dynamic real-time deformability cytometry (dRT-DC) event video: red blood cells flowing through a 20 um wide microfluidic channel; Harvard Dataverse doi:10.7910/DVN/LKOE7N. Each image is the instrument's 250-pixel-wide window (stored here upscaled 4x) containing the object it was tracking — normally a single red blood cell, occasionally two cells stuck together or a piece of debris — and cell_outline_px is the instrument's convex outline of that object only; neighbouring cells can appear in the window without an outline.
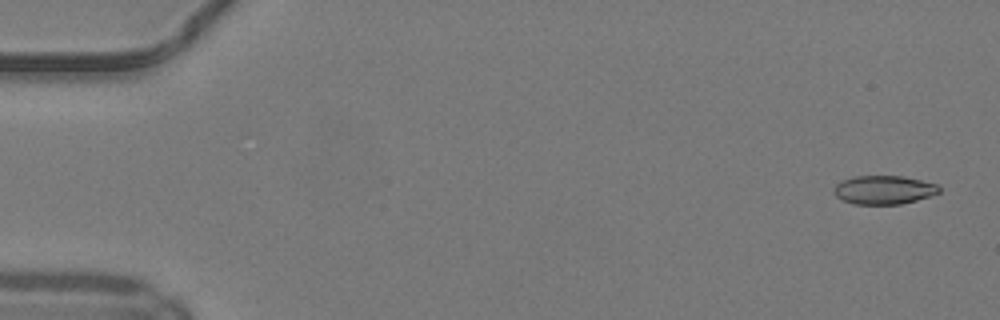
{"species": "common noctule bat (a hibernating species)", "species_latin": "Nyctalus noctula", "temperature_condition": "warm", "stored_images_in_passage": 11, "camera_frame_rate_fps": 3000, "um_per_image_px": 0.085, "animal": {"sex": "male", "body_mass_g": 19.2, "forearm_length_mm": 51.8}, "frame": {"image": 1, "passage_image": 2, "time_ms": 0.333, "image_size_px": [1000, 320], "cell_outline_px": [[940, 192], [932, 196], [900, 204], [852, 204], [840, 200], [832, 192], [832, 188], [840, 180], [852, 176], [904, 176], [936, 184], [940, 188]], "centroid_in_image_um": [75.06, 16.14], "position_along_channel_um": 9.9, "area_um2": 17.86}}